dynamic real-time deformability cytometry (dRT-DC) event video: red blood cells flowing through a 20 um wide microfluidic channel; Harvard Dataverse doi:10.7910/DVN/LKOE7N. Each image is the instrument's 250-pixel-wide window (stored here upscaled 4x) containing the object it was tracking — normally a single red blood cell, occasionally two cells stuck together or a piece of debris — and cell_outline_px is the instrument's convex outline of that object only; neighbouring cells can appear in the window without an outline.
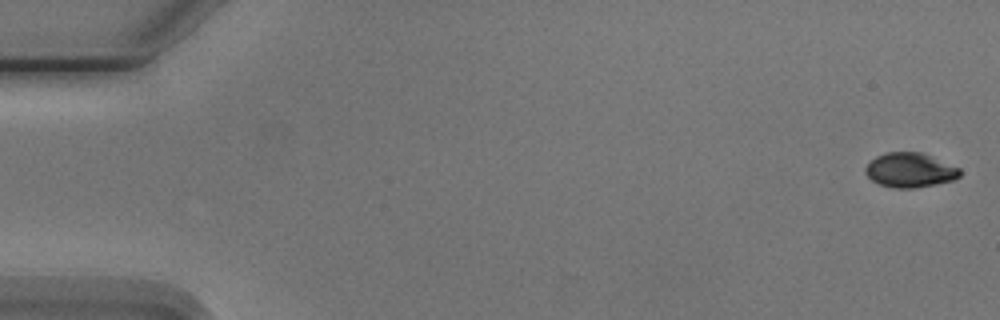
{"species": "Egyptian fruit bat (a non-hibernating species)", "species_latin": "Rousettus aegyptiacus", "temperature_condition": "cold", "stored_images_in_passage": 5, "camera_frame_rate_fps": 3000, "um_per_image_px": 0.085, "animal": {"sex": "male"}, "frame": {"image": 1, "passage_image": 1, "time_ms": 0.0, "image_size_px": [1000, 320], "cell_outline_px": [[960, 176], [952, 180], [936, 184], [912, 188], [892, 188], [880, 184], [872, 180], [864, 172], [864, 168], [876, 156], [884, 152], [920, 152], [960, 168]], "centroid_in_image_um": [77.32, 14.46], "position_along_channel_um": 7.7, "area_um2": 18.84}}
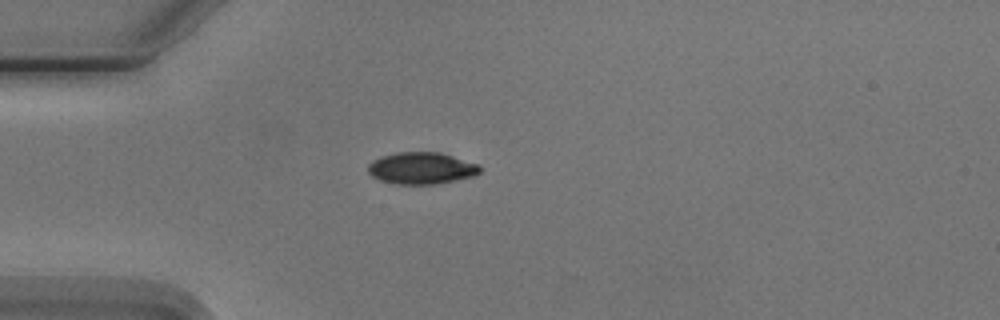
{"frame": {"image": 2, "passage_image": 5, "time_ms": 4.667, "image_size_px": [1000, 320], "cell_outline_px": [[480, 172], [476, 176], [436, 184], [396, 184], [380, 180], [372, 176], [368, 172], [368, 164], [372, 160], [380, 156], [396, 152], [440, 152], [480, 164]], "centroid_in_image_um": [35.83, 14.29], "position_along_channel_um": 49.2, "area_um2": 20.98}}